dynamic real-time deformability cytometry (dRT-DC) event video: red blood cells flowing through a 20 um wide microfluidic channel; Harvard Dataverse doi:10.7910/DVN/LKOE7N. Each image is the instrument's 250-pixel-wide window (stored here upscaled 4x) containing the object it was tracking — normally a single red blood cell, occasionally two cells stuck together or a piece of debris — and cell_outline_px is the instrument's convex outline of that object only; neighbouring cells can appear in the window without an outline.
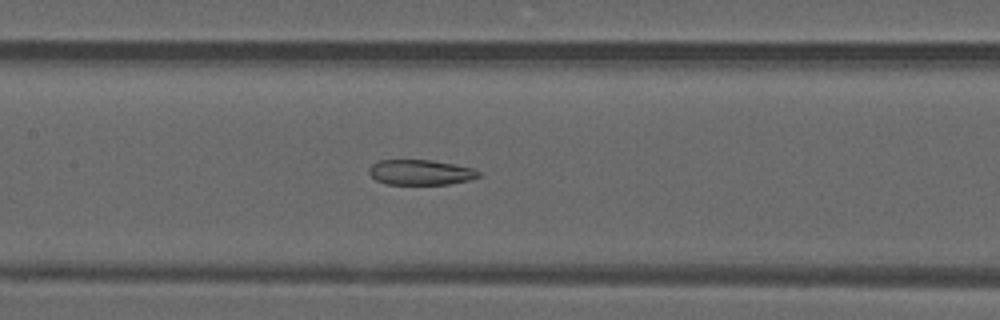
{"species": "common noctule bat (a hibernating species)", "species_latin": "Nyctalus noctula", "temperature_condition": "warm", "stored_images_in_passage": 49, "camera_frame_rate_fps": 3000, "um_per_image_px": 0.085, "animal": {"sex": "male", "forearm_length_mm": 52.5}, "frame": {"image": 1, "passage_image": 23, "time_ms": 7.333, "image_size_px": [1000, 320], "cell_outline_px": [[480, 176], [468, 180], [448, 184], [384, 184], [376, 180], [368, 172], [368, 168], [372, 164], [380, 160], [432, 160], [456, 164], [472, 168], [480, 172]], "centroid_in_image_um": [35.73, 14.64], "position_along_channel_um": 171.7, "area_um2": 16.13}}
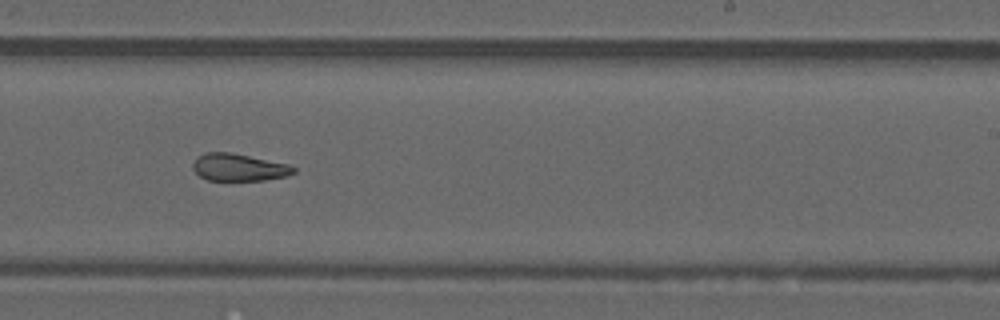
{"frame": {"image": 2, "passage_image": 30, "time_ms": 9.667, "image_size_px": [1000, 320], "cell_outline_px": [[296, 172], [288, 176], [264, 180], [208, 180], [200, 176], [192, 168], [192, 164], [196, 156], [204, 152], [232, 152], [288, 164], [296, 168]], "centroid_in_image_um": [20.29, 14.21], "position_along_channel_um": 268.7, "area_um2": 16.18}}
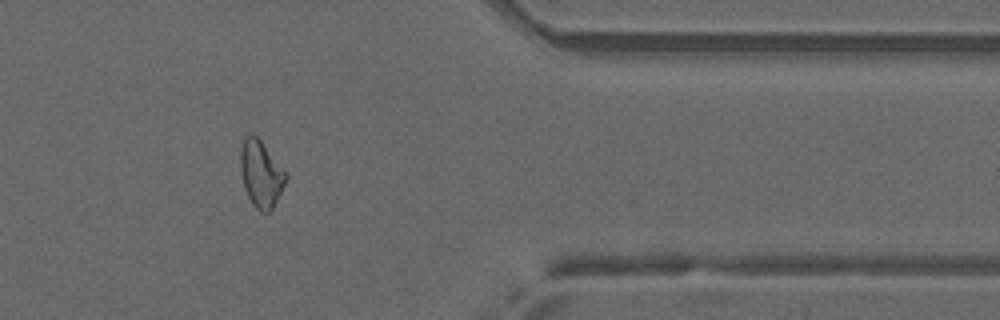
{"frame": {"image": 3, "passage_image": 40, "time_ms": 13.0, "image_size_px": [1000, 320], "cell_outline_px": [[288, 176], [272, 208], [268, 212], [260, 212], [252, 204], [244, 188], [240, 168], [240, 152], [244, 140], [248, 136], [256, 136], [260, 140], [288, 172]], "centroid_in_image_um": [22.19, 14.79], "position_along_channel_um": 389.2, "area_um2": 17.4}}